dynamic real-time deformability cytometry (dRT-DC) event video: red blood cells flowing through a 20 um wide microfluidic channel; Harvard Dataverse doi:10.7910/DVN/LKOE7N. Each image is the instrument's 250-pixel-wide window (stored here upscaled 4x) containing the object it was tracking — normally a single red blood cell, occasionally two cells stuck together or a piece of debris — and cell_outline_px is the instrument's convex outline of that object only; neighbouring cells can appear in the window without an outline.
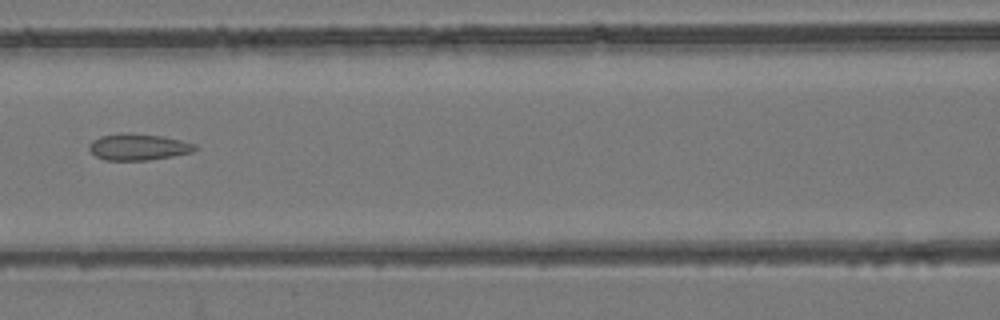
{"species": "common noctule bat (a hibernating species)", "species_latin": "Nyctalus noctula", "temperature_condition": "room temperature", "stored_images_in_passage": 5, "camera_frame_rate_fps": 3000, "um_per_image_px": 0.085, "animal": {"sex": "female", "body_mass_g": 24.6, "forearm_length_mm": 56.2}, "frame": {"image": 1, "passage_image": 5, "time_ms": 1.333, "image_size_px": [1000, 320], "cell_outline_px": [[200, 148], [192, 152], [172, 156], [148, 160], [104, 160], [96, 156], [88, 148], [88, 144], [92, 140], [100, 136], [120, 132], [124, 132], [164, 136], [196, 144]], "centroid_in_image_um": [11.75, 12.48], "position_along_channel_um": 154.9, "area_um2": 16.53}}